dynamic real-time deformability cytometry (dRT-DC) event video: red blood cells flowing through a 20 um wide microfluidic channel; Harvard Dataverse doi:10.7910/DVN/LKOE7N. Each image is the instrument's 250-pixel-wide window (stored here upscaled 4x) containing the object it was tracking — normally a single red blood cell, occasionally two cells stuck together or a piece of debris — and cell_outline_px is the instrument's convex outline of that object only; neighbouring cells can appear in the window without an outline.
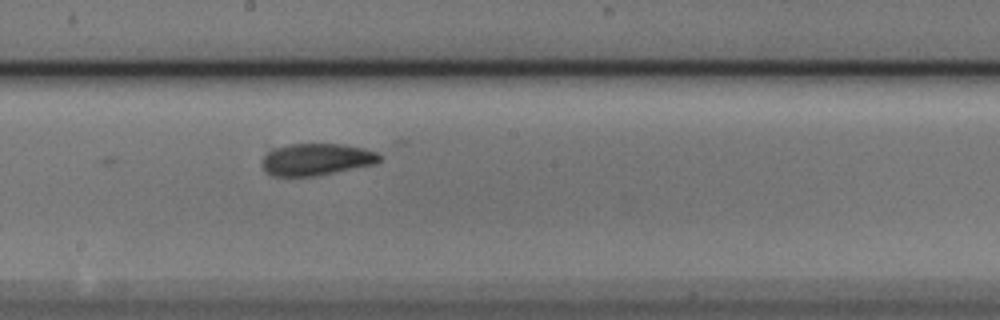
{"species": "Egyptian fruit bat (a non-hibernating species)", "species_latin": "Rousettus aegyptiacus", "temperature_condition": "cold", "stored_images_in_passage": 6, "camera_frame_rate_fps": 3000, "um_per_image_px": 0.085, "animal": {"sex": "male"}, "frame": {"image": 1, "passage_image": 6, "time_ms": 1.667, "image_size_px": [1000, 320], "cell_outline_px": [[380, 160], [376, 164], [316, 176], [272, 176], [264, 172], [260, 164], [260, 160], [272, 148], [288, 144], [340, 144], [364, 148], [376, 152], [380, 156]], "centroid_in_image_um": [26.83, 13.55], "position_along_channel_um": 221.4, "area_um2": 22.14}}